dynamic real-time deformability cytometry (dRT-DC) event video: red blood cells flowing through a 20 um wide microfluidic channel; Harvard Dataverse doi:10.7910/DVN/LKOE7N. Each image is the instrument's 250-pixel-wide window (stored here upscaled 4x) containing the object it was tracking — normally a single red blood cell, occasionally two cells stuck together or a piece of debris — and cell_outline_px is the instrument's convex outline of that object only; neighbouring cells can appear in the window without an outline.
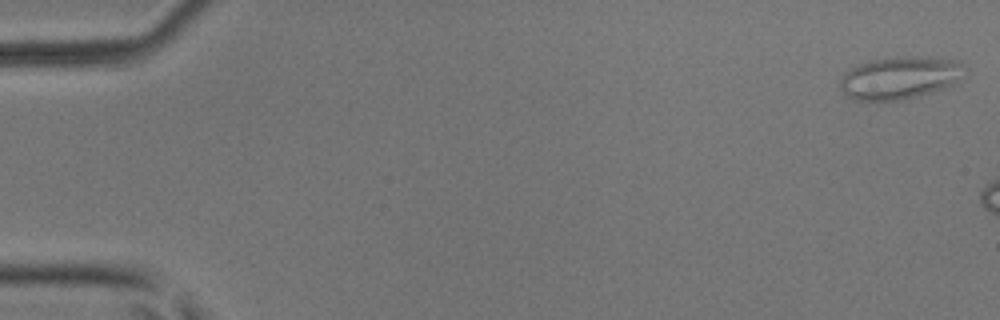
{"species": "common noctule bat (a hibernating species)", "species_latin": "Nyctalus noctula", "temperature_condition": "room temperature", "stored_images_in_passage": 3, "camera_frame_rate_fps": 3000, "um_per_image_px": 0.085, "animal": {"sex": "male", "body_mass_g": 17.9, "forearm_length_mm": 54.2}, "frame": {"image": 1, "passage_image": 1, "time_ms": 0.0, "image_size_px": [1000, 320], "cell_outline_px": [[968, 76], [956, 84], [932, 92], [900, 100], [868, 104], [852, 100], [840, 88], [840, 80], [844, 72], [848, 68], [868, 60], [896, 56], [936, 56], [960, 60], [968, 68]], "centroid_in_image_um": [76.55, 6.61], "position_along_channel_um": 8.5, "area_um2": 32.77}}